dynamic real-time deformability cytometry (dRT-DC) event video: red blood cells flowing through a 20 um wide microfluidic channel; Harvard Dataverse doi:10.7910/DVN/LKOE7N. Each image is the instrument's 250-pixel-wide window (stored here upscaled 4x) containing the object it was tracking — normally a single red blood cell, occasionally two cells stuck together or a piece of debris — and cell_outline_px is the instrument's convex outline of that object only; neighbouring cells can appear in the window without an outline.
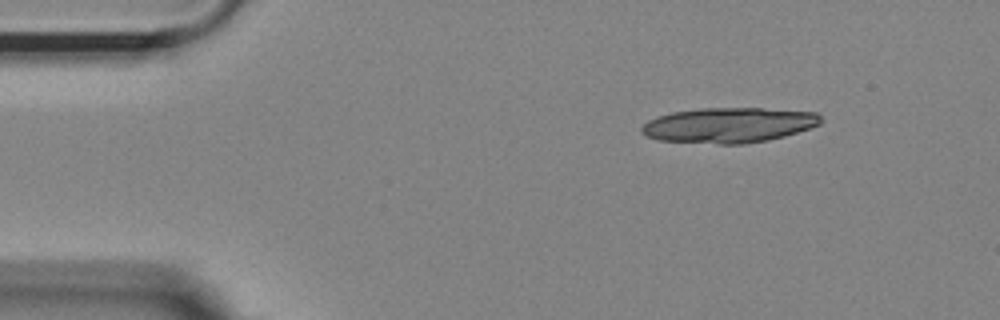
{"species": "Egyptian fruit bat (a non-hibernating species)", "species_latin": "Rousettus aegyptiacus", "temperature_condition": "room temperature", "stored_images_in_passage": 8, "camera_frame_rate_fps": 3000, "um_per_image_px": 0.085, "animal": {"sex": "female"}, "frame": {"image": 1, "passage_image": 1, "time_ms": 0.0, "image_size_px": [1000, 320], "cell_outline_px": [[820, 124], [784, 136], [768, 140], [744, 144], [720, 144], [660, 140], [648, 136], [640, 132], [640, 128], [648, 120], [656, 116], [672, 112], [700, 108], [760, 108], [816, 112], [820, 116]], "centroid_in_image_um": [61.91, 10.63], "position_along_channel_um": 23.1, "area_um2": 36.59}}